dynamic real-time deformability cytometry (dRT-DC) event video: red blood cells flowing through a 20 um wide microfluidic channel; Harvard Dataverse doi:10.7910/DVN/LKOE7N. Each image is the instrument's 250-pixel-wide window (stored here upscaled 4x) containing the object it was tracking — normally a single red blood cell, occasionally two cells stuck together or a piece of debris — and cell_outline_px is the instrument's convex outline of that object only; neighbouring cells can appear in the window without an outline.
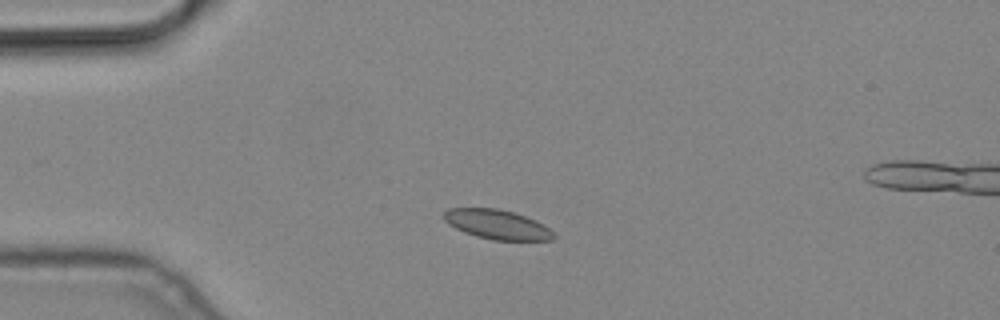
{"species": "common noctule bat (a hibernating species)", "species_latin": "Nyctalus noctula", "temperature_condition": "cold", "stored_images_in_passage": 4, "camera_frame_rate_fps": 3000, "um_per_image_px": 0.085, "animal": {"sex": "male", "body_mass_g": 19.2, "forearm_length_mm": 51.8}, "frame": {"image": 1, "passage_image": 3, "time_ms": 0.667, "image_size_px": [1000, 320], "cell_outline_px": [[556, 236], [552, 240], [492, 240], [476, 236], [464, 232], [448, 224], [444, 220], [444, 212], [448, 208], [496, 208], [512, 212], [536, 220], [548, 228]], "centroid_in_image_um": [42.24, 19.08], "position_along_channel_um": 42.8, "area_um2": 18.73}}